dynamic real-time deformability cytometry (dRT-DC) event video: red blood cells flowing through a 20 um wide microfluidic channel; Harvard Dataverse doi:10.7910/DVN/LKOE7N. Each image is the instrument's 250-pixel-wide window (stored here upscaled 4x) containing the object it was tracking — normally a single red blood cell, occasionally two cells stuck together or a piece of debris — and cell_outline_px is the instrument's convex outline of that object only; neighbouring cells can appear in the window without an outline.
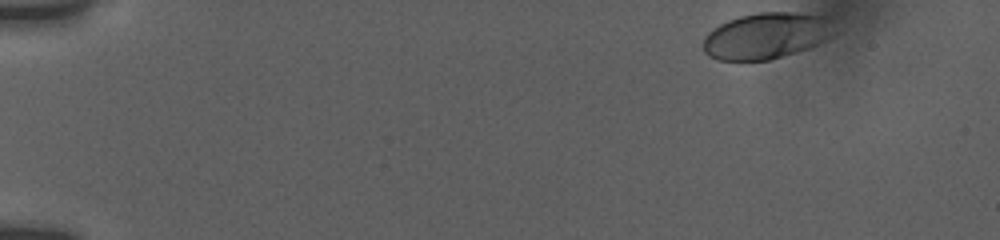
{"species": "human", "species_latin": "Homo sapiens", "temperature_condition": "room temperature", "stored_images_in_passage": 19, "camera_frame_rate_fps": 3000, "um_per_image_px": 0.085, "donor": {"sex": "female"}, "frame": {"image": 1, "passage_image": 1, "time_ms": 0.0, "image_size_px": [1000, 240], "cell_outline_px": [[836, 32], [832, 36], [808, 48], [768, 60], [716, 60], [708, 56], [704, 52], [704, 36], [712, 28], [728, 20], [740, 16], [756, 12], [796, 12], [828, 16]], "centroid_in_image_um": [65.14, 3.02], "position_along_channel_um": 19.9, "area_um2": 35.43}}
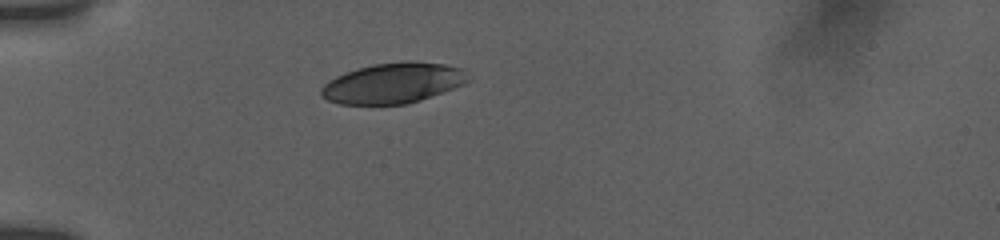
{"frame": {"image": 2, "passage_image": 16, "time_ms": 3.667, "image_size_px": [1000, 240], "cell_outline_px": [[468, 80], [464, 84], [420, 100], [404, 104], [340, 104], [328, 100], [320, 96], [320, 88], [328, 80], [344, 72], [372, 64], [408, 60], [412, 60], [444, 64], [460, 68]], "centroid_in_image_um": [33.34, 7.05], "position_along_channel_um": 51.7, "area_um2": 34.51}}